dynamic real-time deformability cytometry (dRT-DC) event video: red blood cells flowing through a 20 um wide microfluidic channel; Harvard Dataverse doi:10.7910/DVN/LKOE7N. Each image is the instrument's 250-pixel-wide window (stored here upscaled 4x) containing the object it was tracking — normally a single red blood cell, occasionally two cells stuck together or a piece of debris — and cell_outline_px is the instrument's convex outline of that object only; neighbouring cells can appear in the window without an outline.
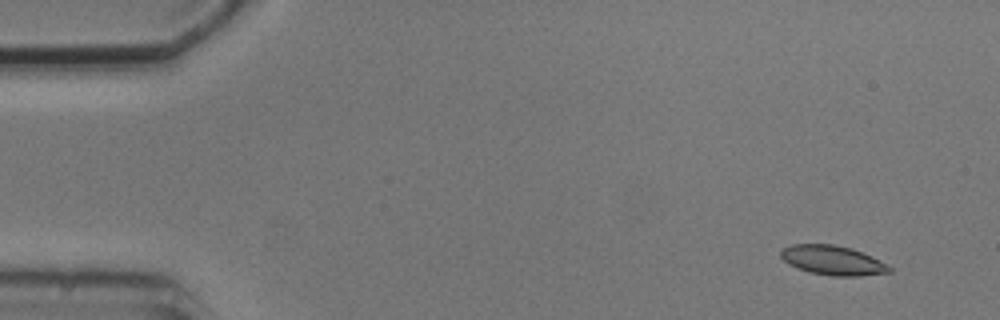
{"species": "common noctule bat (a hibernating species)", "species_latin": "Nyctalus noctula", "temperature_condition": "cold", "stored_images_in_passage": 5, "camera_frame_rate_fps": 3000, "um_per_image_px": 0.085, "animal": {"sex": "male", "body_mass_g": 20.5, "forearm_length_mm": 52.5}, "frame": {"image": 1, "passage_image": 2, "time_ms": 1.0, "image_size_px": [1000, 320], "cell_outline_px": [[892, 272], [860, 276], [832, 276], [812, 272], [796, 268], [788, 264], [780, 256], [780, 252], [784, 248], [792, 244], [832, 244], [852, 248], [872, 256], [880, 260], [892, 268]], "centroid_in_image_um": [70.79, 22.13], "position_along_channel_um": 14.2, "area_um2": 18.67}}
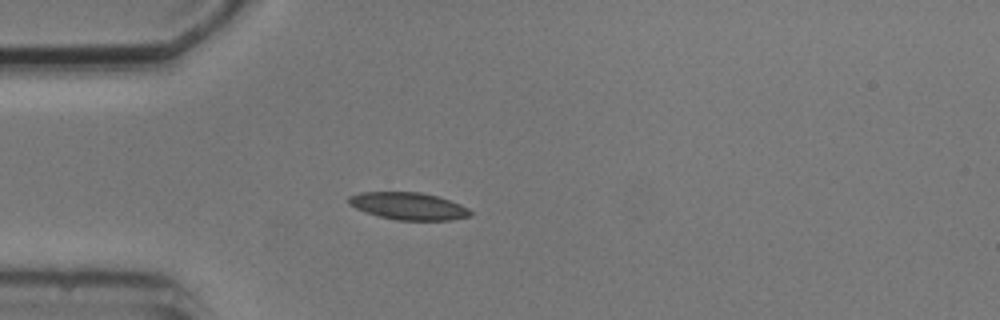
{"frame": {"image": 2, "passage_image": 5, "time_ms": 4.667, "image_size_px": [1000, 320], "cell_outline_px": [[472, 216], [452, 220], [396, 220], [380, 216], [356, 208], [348, 204], [348, 196], [360, 192], [420, 192], [440, 196], [460, 204], [468, 208], [472, 212]], "centroid_in_image_um": [34.75, 17.51], "position_along_channel_um": 50.2, "area_um2": 19.42}}